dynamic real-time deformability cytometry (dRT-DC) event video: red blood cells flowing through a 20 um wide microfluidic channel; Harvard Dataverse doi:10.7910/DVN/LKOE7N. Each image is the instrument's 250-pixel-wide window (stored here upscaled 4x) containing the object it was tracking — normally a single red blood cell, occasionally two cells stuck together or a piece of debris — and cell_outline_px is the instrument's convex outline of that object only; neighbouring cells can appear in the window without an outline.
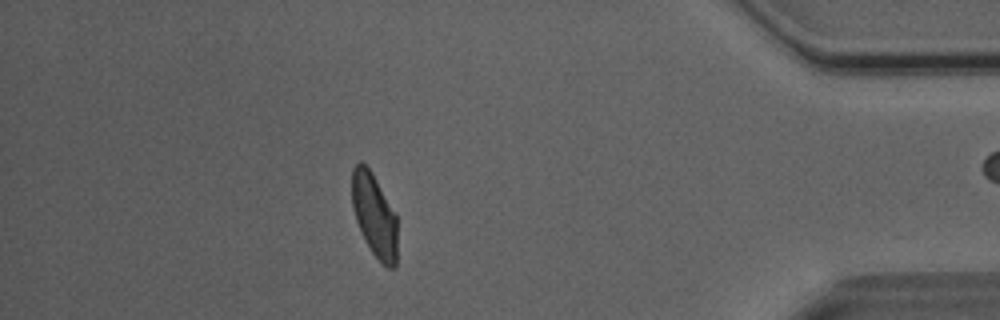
{"species": "Egyptian fruit bat (a non-hibernating species)", "species_latin": "Rousettus aegyptiacus", "temperature_condition": "room temperature", "stored_images_in_passage": 52, "camera_frame_rate_fps": 3000, "um_per_image_px": 0.085, "animal": {"sex": "male"}, "frame": {"image": 1, "passage_image": 45, "time_ms": 14.667, "image_size_px": [1000, 320], "cell_outline_px": [[396, 268], [388, 268], [372, 252], [356, 220], [352, 204], [352, 168], [360, 160], [372, 172], [396, 212]], "centroid_in_image_um": [31.83, 18.25], "position_along_channel_um": 403.4, "area_um2": 21.79}, "authors_computed_cell_mechanics": {"area_um2": 23.6113, "velocity_mm_per_s": 4.0468, "shape_relaxation_time_tau1_ms": 4.2444, "shape_relaxation_time_tau2_ms": 1.2867, "deformation_change_tau1": 0.1521, "deformation_change_tau2": 0.08}}